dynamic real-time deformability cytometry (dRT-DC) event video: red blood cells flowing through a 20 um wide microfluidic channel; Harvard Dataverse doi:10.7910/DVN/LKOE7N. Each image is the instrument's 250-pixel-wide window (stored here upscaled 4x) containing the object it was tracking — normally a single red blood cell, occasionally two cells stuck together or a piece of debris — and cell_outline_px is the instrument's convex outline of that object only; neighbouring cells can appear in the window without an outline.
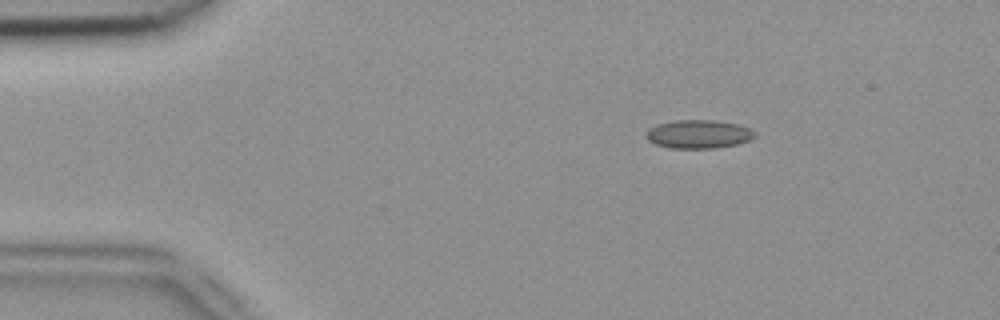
{"species": "common noctule bat (a hibernating species)", "species_latin": "Nyctalus noctula", "temperature_condition": "room temperature", "stored_images_in_passage": 5, "camera_frame_rate_fps": 3000, "um_per_image_px": 0.085, "animal": {"sex": "female", "body_mass_g": 18.4}, "frame": {"image": 1, "passage_image": 5, "time_ms": 1.333, "image_size_px": [1000, 320], "cell_outline_px": [[756, 136], [748, 140], [736, 144], [716, 148], [668, 148], [656, 144], [648, 140], [644, 136], [644, 132], [648, 128], [672, 120], [716, 120], [740, 124], [756, 132]], "centroid_in_image_um": [59.35, 11.39], "position_along_channel_um": 25.6, "area_um2": 18.21}}